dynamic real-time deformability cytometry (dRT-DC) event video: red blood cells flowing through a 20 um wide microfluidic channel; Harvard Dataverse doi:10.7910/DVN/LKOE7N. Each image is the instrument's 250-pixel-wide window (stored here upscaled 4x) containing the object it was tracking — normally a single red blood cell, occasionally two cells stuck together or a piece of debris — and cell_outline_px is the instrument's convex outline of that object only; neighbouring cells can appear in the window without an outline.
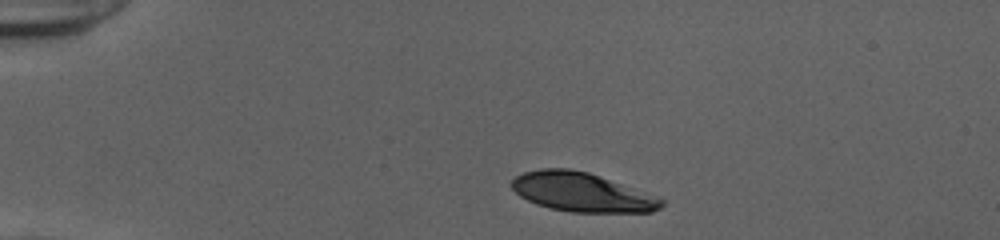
{"species": "human", "species_latin": "Homo sapiens", "temperature_condition": "cold", "stored_images_in_passage": 4, "camera_frame_rate_fps": 3000, "um_per_image_px": 0.085, "donor": {"sex": "female"}, "frame": {"image": 1, "passage_image": 1, "time_ms": 0.0, "image_size_px": [1000, 240], "cell_outline_px": [[664, 204], [660, 208], [652, 212], [572, 212], [548, 208], [536, 204], [520, 196], [512, 188], [512, 180], [516, 176], [524, 172], [540, 168], [568, 168], [588, 172], [660, 196], [664, 200]], "centroid_in_image_um": [49.49, 16.33], "position_along_channel_um": 35.5, "area_um2": 34.28}}